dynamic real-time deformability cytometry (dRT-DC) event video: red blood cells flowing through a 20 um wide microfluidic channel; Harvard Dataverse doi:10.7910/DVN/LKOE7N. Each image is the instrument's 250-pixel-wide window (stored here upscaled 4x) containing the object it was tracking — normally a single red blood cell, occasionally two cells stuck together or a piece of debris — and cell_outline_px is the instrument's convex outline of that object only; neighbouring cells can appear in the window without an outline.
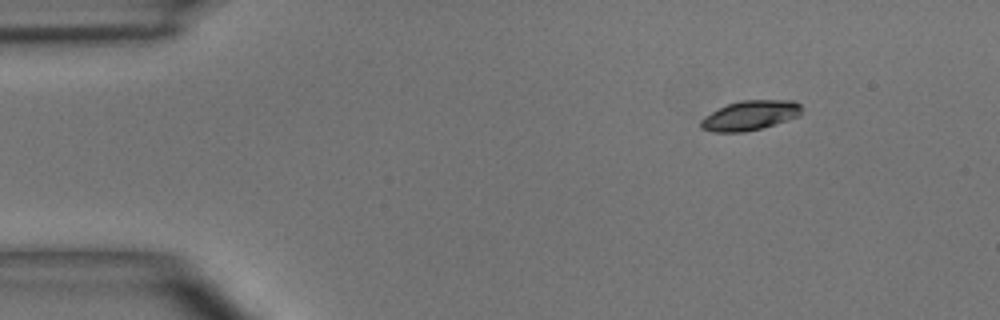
{"species": "common noctule bat (a hibernating species)", "species_latin": "Nyctalus noctula", "temperature_condition": "room temperature", "stored_images_in_passage": 4, "segment_of_instrument_passage": [1, 2], "camera_frame_rate_fps": 3000, "um_per_image_px": 0.085, "animal": {"sex": "male", "body_mass_g": 15.6}, "frame": {"image": 1, "passage_image": 1, "time_ms": 0.0, "image_size_px": [1000, 320], "cell_outline_px": [[804, 108], [800, 116], [760, 128], [744, 132], [712, 132], [700, 128], [700, 120], [704, 116], [728, 104], [740, 100], [792, 100], [800, 104]], "centroid_in_image_um": [63.77, 9.81], "position_along_channel_um": 21.2, "area_um2": 17.46}}